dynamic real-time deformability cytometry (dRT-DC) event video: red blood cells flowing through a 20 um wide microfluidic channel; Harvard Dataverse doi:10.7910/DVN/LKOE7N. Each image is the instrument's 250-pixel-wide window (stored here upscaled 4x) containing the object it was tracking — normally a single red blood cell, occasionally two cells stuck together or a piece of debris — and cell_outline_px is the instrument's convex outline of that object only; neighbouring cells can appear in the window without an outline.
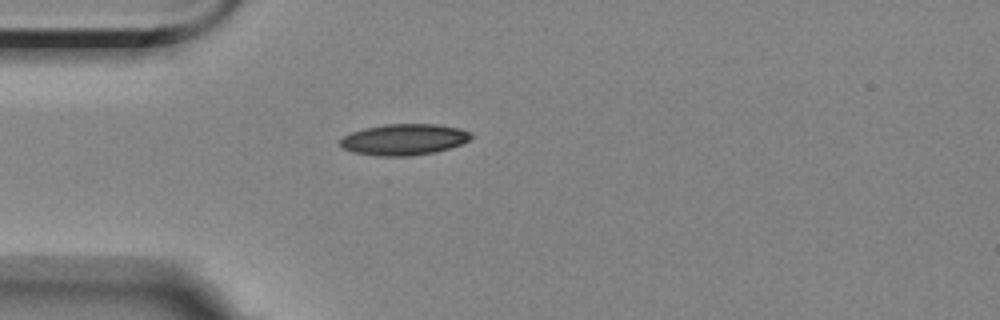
{"species": "Egyptian fruit bat (a non-hibernating species)", "species_latin": "Rousettus aegyptiacus", "temperature_condition": "room temperature", "stored_images_in_passage": 5, "camera_frame_rate_fps": 3000, "um_per_image_px": 0.085, "animal": {"sex": "female"}, "frame": {"image": 1, "passage_image": 5, "time_ms": 4.333, "image_size_px": [1000, 320], "cell_outline_px": [[476, 136], [460, 144], [436, 152], [408, 156], [376, 156], [352, 152], [344, 148], [340, 144], [340, 140], [344, 136], [352, 132], [364, 128], [384, 124], [436, 124], [460, 128], [472, 132]], "centroid_in_image_um": [34.37, 11.85], "position_along_channel_um": 50.6, "area_um2": 23.87}}